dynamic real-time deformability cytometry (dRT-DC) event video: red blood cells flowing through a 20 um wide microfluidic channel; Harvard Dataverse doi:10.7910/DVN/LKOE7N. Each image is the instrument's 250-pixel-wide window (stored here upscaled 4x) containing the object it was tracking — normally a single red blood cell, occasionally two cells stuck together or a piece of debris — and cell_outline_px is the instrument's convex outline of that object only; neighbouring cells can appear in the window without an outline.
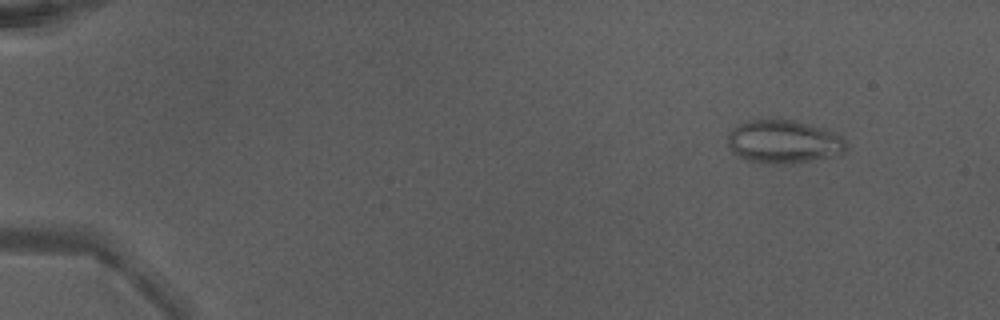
{"species": "Egyptian fruit bat (a non-hibernating species)", "species_latin": "Rousettus aegyptiacus", "temperature_condition": "warm", "stored_images_in_passage": 43, "camera_frame_rate_fps": 3000, "um_per_image_px": 0.085, "animal": {"sex": "male"}, "frame": {"image": 1, "passage_image": 1, "time_ms": 0.0, "image_size_px": [1000, 320], "cell_outline_px": [[844, 152], [840, 156], [788, 164], [768, 164], [748, 160], [736, 156], [728, 148], [728, 136], [732, 128], [748, 120], [792, 120], [824, 128], [840, 136], [844, 140]], "centroid_in_image_um": [66.59, 12.07], "position_along_channel_um": 18.4, "area_um2": 29.94}}
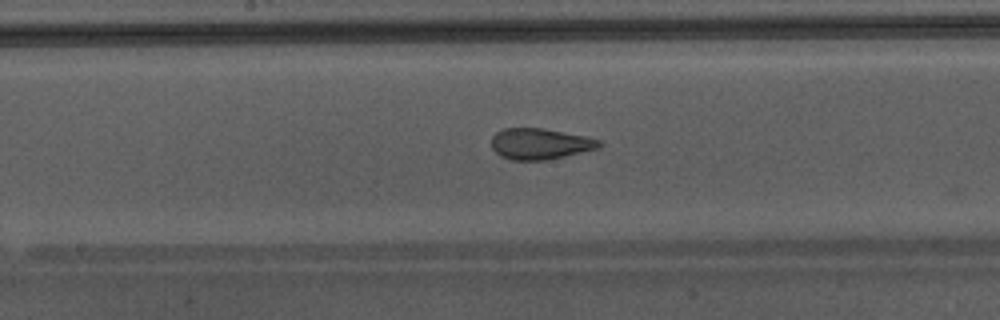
{"frame": {"image": 2, "passage_image": 23, "time_ms": 7.333, "image_size_px": [1000, 320], "cell_outline_px": [[604, 144], [600, 148], [548, 160], [512, 160], [500, 156], [492, 148], [492, 136], [496, 132], [504, 128], [544, 128], [588, 136], [600, 140]], "centroid_in_image_um": [45.95, 12.22], "position_along_channel_um": 202.3, "area_um2": 19.77}, "authors_computed_cell_mechanics": {"area_um2": 19.7098, "velocity_mm_per_s": 4.4045, "shape_relaxation_time_tau1_ms": null, "shape_relaxation_time_tau2_ms": 0.7716, "deformation_change_tau1": null, "deformation_change_tau2": 0.0778}}